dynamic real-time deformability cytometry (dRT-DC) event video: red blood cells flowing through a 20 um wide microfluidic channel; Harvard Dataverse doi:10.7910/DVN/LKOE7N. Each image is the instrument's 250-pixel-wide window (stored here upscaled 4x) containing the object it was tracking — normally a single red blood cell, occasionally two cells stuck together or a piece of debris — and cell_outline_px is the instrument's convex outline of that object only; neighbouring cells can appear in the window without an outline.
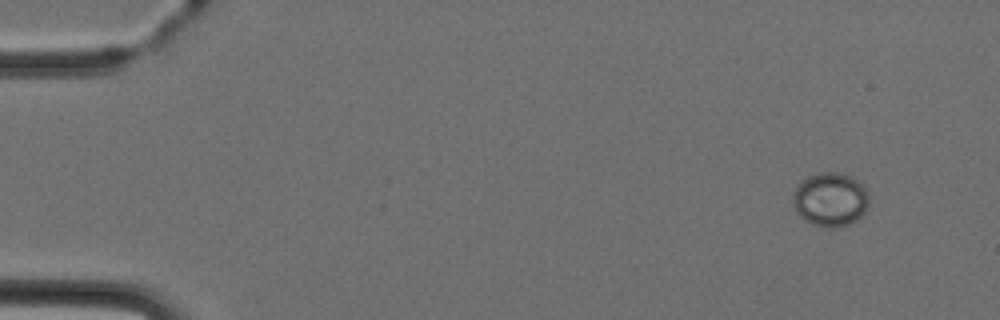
{"species": "Egyptian fruit bat (a non-hibernating species)", "species_latin": "Rousettus aegyptiacus", "temperature_condition": "cold", "stored_images_in_passage": 4, "camera_frame_rate_fps": 3000, "um_per_image_px": 0.085, "animal": {"sex": "female"}, "frame": {"image": 1, "passage_image": 1, "time_ms": 0.0, "image_size_px": [1000, 320], "cell_outline_px": [[868, 204], [864, 212], [856, 220], [848, 224], [832, 228], [812, 224], [804, 220], [796, 212], [792, 200], [792, 192], [800, 180], [808, 176], [820, 172], [840, 172], [852, 176], [868, 192]], "centroid_in_image_um": [70.53, 16.93], "position_along_channel_um": 14.5, "area_um2": 24.04}}